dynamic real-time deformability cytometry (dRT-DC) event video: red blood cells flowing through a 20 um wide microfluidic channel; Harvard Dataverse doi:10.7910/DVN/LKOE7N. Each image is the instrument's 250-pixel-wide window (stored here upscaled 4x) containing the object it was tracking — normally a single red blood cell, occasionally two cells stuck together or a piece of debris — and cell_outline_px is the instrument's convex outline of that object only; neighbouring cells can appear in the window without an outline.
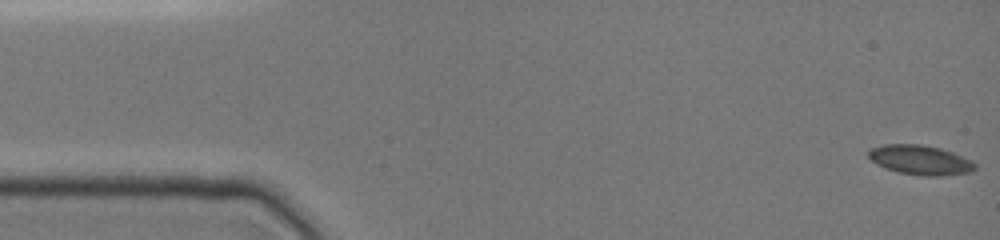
{"species": "common noctule bat (a hibernating species)", "species_latin": "Nyctalus noctula", "temperature_condition": "cold", "stored_images_in_passage": 6, "camera_frame_rate_fps": 3000, "um_per_image_px": 0.085, "animal": {"sex": "female", "body_mass_g": 19.0, "forearm_length_mm": 51.5}, "frame": {"image": 1, "passage_image": 1, "time_ms": 0.0, "image_size_px": [1000, 240], "cell_outline_px": [[976, 168], [972, 172], [940, 176], [920, 176], [896, 172], [884, 168], [876, 164], [868, 156], [868, 152], [872, 148], [884, 144], [920, 144], [940, 148], [952, 152], [972, 160], [976, 164]], "centroid_in_image_um": [78.23, 13.61], "position_along_channel_um": 6.8, "area_um2": 18.55}}